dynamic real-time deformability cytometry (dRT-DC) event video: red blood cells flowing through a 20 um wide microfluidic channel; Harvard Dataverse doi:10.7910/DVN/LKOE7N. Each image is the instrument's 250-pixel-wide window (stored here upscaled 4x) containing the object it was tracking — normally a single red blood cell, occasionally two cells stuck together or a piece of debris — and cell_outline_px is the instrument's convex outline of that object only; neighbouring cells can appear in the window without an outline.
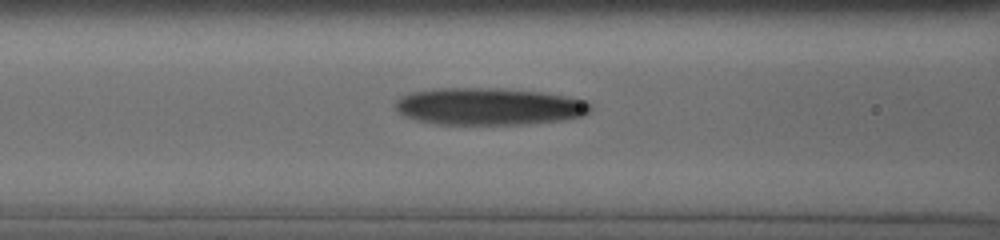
{"species": "human", "species_latin": "Homo sapiens", "temperature_condition": "cold", "stored_images_in_passage": 14, "camera_frame_rate_fps": 3000, "um_per_image_px": 0.085, "donor": {"sex": "male"}, "frame": {"image": 1, "passage_image": 12, "time_ms": 3.667, "image_size_px": [1000, 240], "cell_outline_px": [[592, 108], [584, 116], [560, 120], [524, 124], [436, 124], [404, 116], [396, 108], [396, 100], [400, 96], [412, 92], [432, 88], [504, 88], [544, 92], [568, 96], [584, 100]], "centroid_in_image_um": [41.57, 9.03], "position_along_channel_um": 125.0, "area_um2": 42.31}}
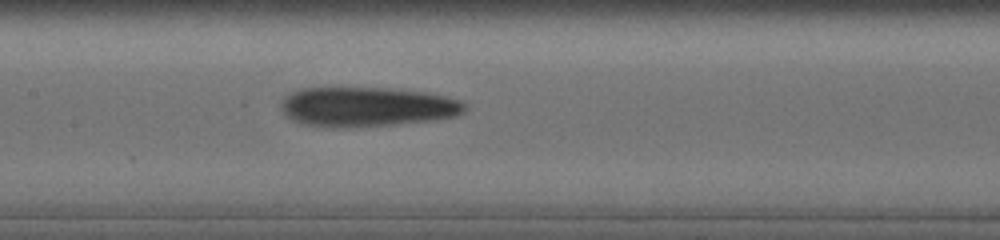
{"frame": {"image": 2, "passage_image": 14, "time_ms": 5.0, "image_size_px": [1000, 240], "cell_outline_px": [[468, 104], [464, 112], [456, 116], [432, 120], [392, 124], [336, 128], [332, 128], [300, 124], [292, 120], [280, 108], [280, 100], [284, 96], [300, 88], [388, 88], [428, 92], [464, 100]], "centroid_in_image_um": [31.19, 9.07], "position_along_channel_um": 176.2, "area_um2": 42.83}}